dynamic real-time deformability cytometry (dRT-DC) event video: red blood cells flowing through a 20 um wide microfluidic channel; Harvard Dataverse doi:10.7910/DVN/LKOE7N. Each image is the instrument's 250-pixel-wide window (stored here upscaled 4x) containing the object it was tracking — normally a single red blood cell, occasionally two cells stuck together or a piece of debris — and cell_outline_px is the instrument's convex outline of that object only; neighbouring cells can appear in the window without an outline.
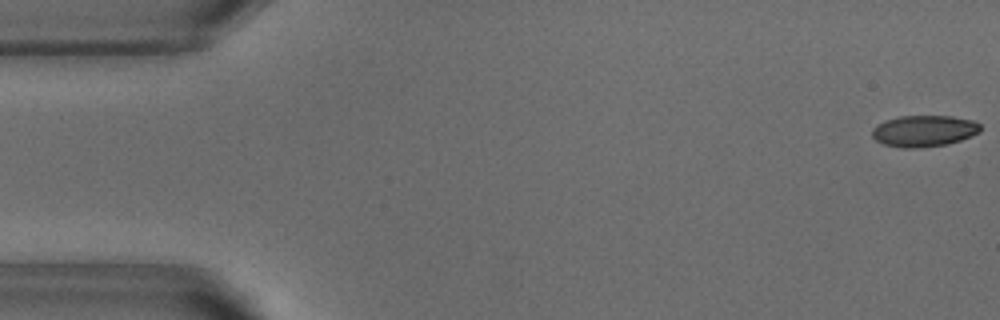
{"species": "common noctule bat (a hibernating species)", "species_latin": "Nyctalus noctula", "temperature_condition": "warm", "stored_images_in_passage": 14, "camera_frame_rate_fps": 3000, "um_per_image_px": 0.085, "animal": {"sex": "male", "body_mass_g": 18.8}, "frame": {"image": 1, "passage_image": 1, "time_ms": 0.0, "image_size_px": [1000, 320], "cell_outline_px": [[980, 132], [960, 140], [948, 144], [916, 148], [904, 148], [884, 144], [876, 140], [872, 136], [872, 128], [884, 120], [900, 116], [952, 116], [972, 120], [980, 124]], "centroid_in_image_um": [78.52, 11.12], "position_along_channel_um": 6.5, "area_um2": 19.77}}